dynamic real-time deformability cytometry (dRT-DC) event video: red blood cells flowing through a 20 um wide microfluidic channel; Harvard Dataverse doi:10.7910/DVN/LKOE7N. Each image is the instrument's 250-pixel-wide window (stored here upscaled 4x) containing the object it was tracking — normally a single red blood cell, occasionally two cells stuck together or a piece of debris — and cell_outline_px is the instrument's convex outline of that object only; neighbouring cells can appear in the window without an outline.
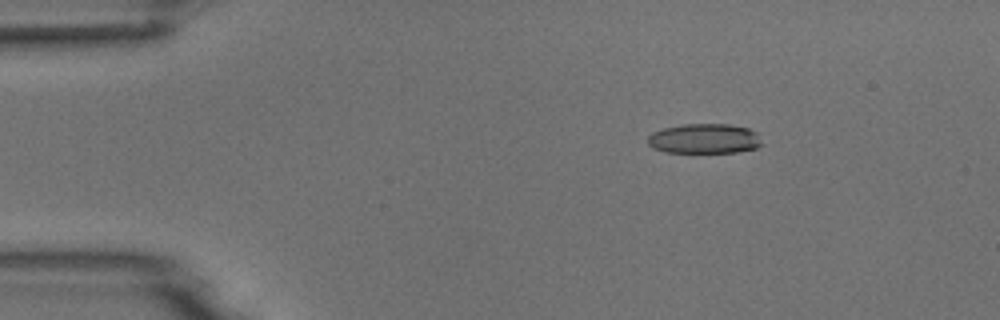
{"species": "common noctule bat (a hibernating species)", "species_latin": "Nyctalus noctula", "temperature_condition": "room temperature", "stored_images_in_passage": 4, "camera_frame_rate_fps": 3000, "um_per_image_px": 0.085, "animal": {"sex": "male", "body_mass_g": 18.8}, "frame": {"image": 1, "passage_image": 3, "time_ms": 2.333, "image_size_px": [1000, 320], "cell_outline_px": [[764, 144], [756, 148], [736, 152], [664, 152], [652, 148], [648, 144], [648, 136], [652, 132], [664, 128], [684, 124], [728, 124], [748, 128], [760, 132]], "centroid_in_image_um": [59.93, 11.78], "position_along_channel_um": 25.1, "area_um2": 20.17}}